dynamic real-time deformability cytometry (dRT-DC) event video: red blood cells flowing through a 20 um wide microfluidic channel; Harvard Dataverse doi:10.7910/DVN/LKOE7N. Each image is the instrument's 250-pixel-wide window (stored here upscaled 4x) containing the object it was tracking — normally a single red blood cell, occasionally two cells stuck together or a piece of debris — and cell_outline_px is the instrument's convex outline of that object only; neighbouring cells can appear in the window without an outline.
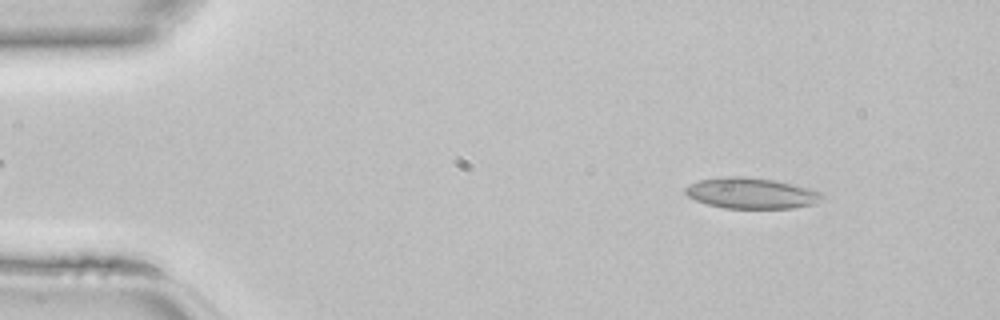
{"species": "common noctule bat (a hibernating species)", "species_latin": "Nyctalus noctula", "temperature_condition": "room temperature", "stored_images_in_passage": 44, "camera_frame_rate_fps": 3000, "um_per_image_px": 0.085, "animal": {"sex": "female", "body_mass_g": 22.7, "forearm_length_mm": 54.2}, "frame": {"image": 1, "passage_image": 5, "time_ms": 1.333, "image_size_px": [1000, 320], "cell_outline_px": [[824, 196], [820, 200], [812, 204], [792, 208], [724, 208], [708, 204], [696, 200], [688, 196], [684, 192], [684, 188], [700, 180], [720, 176], [744, 176], [772, 180], [792, 184], [824, 192]], "centroid_in_image_um": [63.86, 16.42], "position_along_channel_um": 21.1, "area_um2": 24.45}}
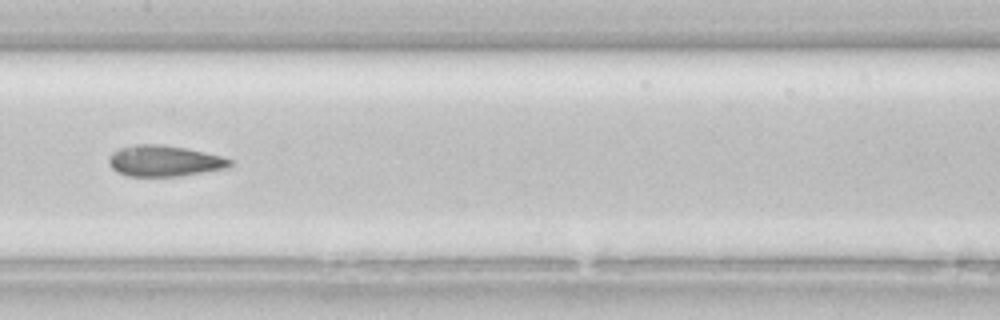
{"frame": {"image": 2, "passage_image": 22, "time_ms": 7.0, "image_size_px": [1000, 320], "cell_outline_px": [[232, 164], [228, 168], [176, 176], [128, 176], [112, 168], [108, 164], [108, 156], [112, 152], [120, 148], [136, 144], [160, 144], [184, 148], [204, 152], [220, 156], [232, 160]], "centroid_in_image_um": [13.93, 13.67], "position_along_channel_um": 193.5, "area_um2": 21.68}}
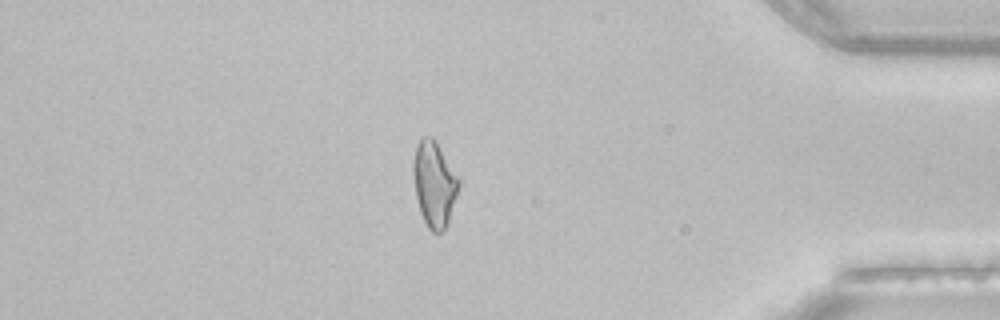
{"frame": {"image": 3, "passage_image": 38, "time_ms": 12.333, "image_size_px": [1000, 320], "cell_outline_px": [[460, 184], [448, 220], [444, 228], [440, 232], [432, 232], [428, 228], [420, 212], [416, 196], [412, 172], [412, 160], [416, 144], [424, 136], [432, 136], [436, 140], [460, 180]], "centroid_in_image_um": [36.88, 15.58], "position_along_channel_um": 398.3, "area_um2": 22.54}}